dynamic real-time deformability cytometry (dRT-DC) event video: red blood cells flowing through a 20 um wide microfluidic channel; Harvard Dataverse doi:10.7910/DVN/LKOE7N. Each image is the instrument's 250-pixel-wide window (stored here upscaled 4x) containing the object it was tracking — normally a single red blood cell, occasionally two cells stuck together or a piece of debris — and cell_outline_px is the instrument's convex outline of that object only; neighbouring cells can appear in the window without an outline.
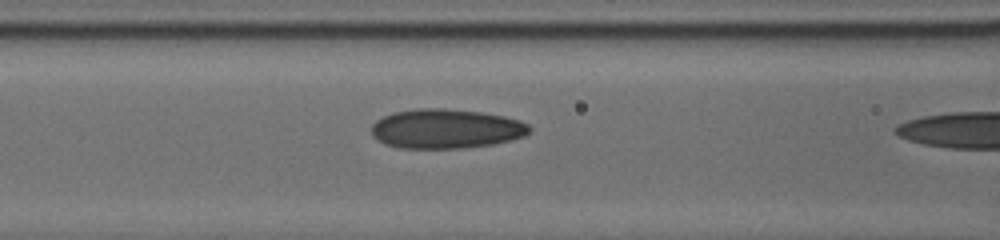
{"species": "human", "species_latin": "Homo sapiens", "temperature_condition": "cold", "stored_images_in_passage": 7, "camera_frame_rate_fps": 3000, "um_per_image_px": 0.085, "donor": {"sex": "male"}, "frame": {"image": 1, "passage_image": 6, "time_ms": 3.0, "image_size_px": [1000, 240], "cell_outline_px": [[532, 128], [524, 136], [512, 140], [492, 144], [460, 148], [400, 148], [384, 144], [372, 136], [372, 124], [376, 120], [392, 112], [420, 108], [444, 108], [480, 112], [504, 116], [520, 120], [528, 124]], "centroid_in_image_um": [37.9, 10.94], "position_along_channel_um": 128.7, "area_um2": 36.41}}